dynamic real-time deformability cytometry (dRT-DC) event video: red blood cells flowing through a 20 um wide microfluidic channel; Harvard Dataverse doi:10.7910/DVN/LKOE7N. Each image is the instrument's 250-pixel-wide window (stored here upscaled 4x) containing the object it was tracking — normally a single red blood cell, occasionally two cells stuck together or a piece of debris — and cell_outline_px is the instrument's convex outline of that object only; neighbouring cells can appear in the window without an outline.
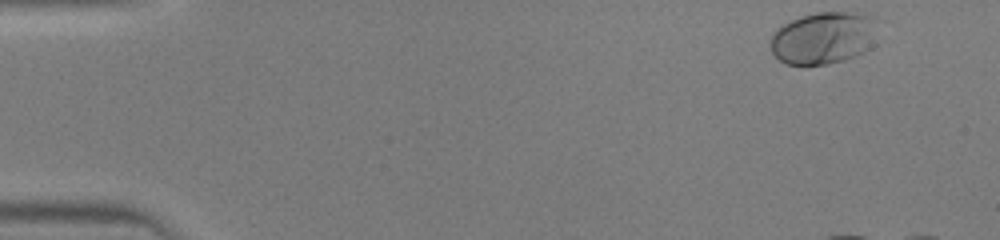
{"species": "human", "species_latin": "Homo sapiens", "temperature_condition": "warm", "stored_images_in_passage": 13, "camera_frame_rate_fps": 3000, "um_per_image_px": 0.085, "donor": {"sex": "male"}, "frame": {"image": 1, "passage_image": 1, "time_ms": 0.0, "image_size_px": [1000, 240], "cell_outline_px": [[880, 20], [876, 44], [872, 48], [856, 56], [844, 60], [828, 64], [788, 64], [780, 60], [772, 52], [768, 44], [772, 32], [776, 28], [800, 16], [816, 12], [844, 12], [876, 16]], "centroid_in_image_um": [70.07, 3.21], "position_along_channel_um": 14.9, "area_um2": 33.58}}
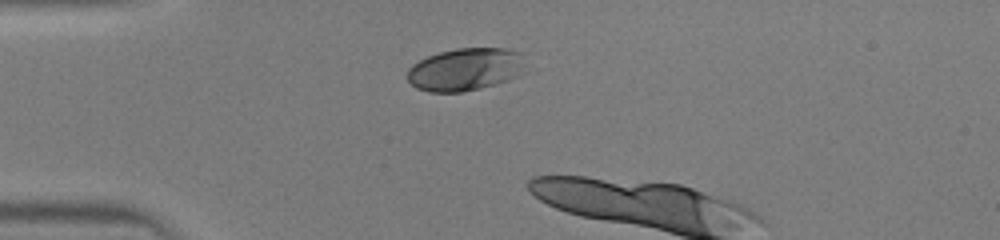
{"frame": {"image": 2, "passage_image": 10, "time_ms": 3.0, "image_size_px": [1000, 240], "cell_outline_px": [[524, 52], [520, 68], [516, 76], [508, 80], [496, 84], [480, 88], [460, 92], [428, 92], [416, 88], [408, 80], [408, 68], [412, 64], [428, 56], [440, 52], [456, 48], [504, 48]], "centroid_in_image_um": [39.51, 5.89], "position_along_channel_um": 45.5, "area_um2": 29.13}}